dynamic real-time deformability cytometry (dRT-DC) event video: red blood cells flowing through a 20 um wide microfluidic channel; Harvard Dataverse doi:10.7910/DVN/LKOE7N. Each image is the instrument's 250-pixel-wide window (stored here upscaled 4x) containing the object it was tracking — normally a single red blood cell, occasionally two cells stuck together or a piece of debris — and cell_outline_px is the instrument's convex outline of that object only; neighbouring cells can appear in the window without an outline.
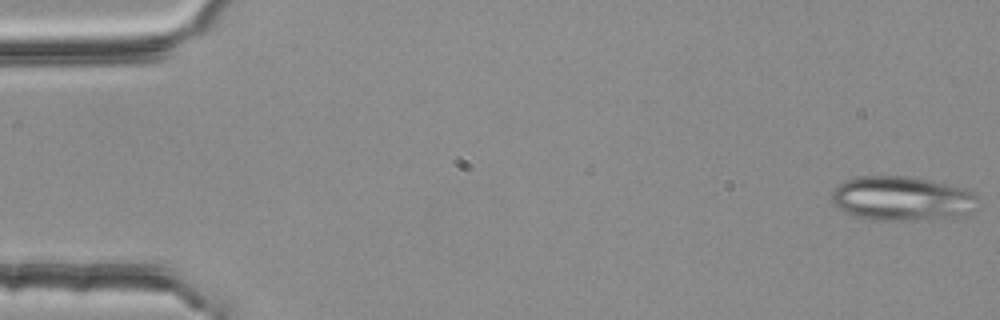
{"species": "common noctule bat (a hibernating species)", "species_latin": "Nyctalus noctula", "temperature_condition": "room temperature", "stored_images_in_passage": 5, "camera_frame_rate_fps": 3000, "um_per_image_px": 0.085, "animal": {"sex": "female", "body_mass_g": 25.1}, "frame": {"image": 1, "passage_image": 1, "time_ms": 0.0, "image_size_px": [1000, 320], "cell_outline_px": [[980, 208], [972, 212], [952, 216], [916, 220], [872, 220], [856, 216], [840, 208], [832, 200], [832, 192], [844, 180], [856, 176], [908, 176], [932, 180], [964, 188], [976, 192], [980, 196]], "centroid_in_image_um": [76.76, 16.86], "position_along_channel_um": 8.2, "area_um2": 38.03}}